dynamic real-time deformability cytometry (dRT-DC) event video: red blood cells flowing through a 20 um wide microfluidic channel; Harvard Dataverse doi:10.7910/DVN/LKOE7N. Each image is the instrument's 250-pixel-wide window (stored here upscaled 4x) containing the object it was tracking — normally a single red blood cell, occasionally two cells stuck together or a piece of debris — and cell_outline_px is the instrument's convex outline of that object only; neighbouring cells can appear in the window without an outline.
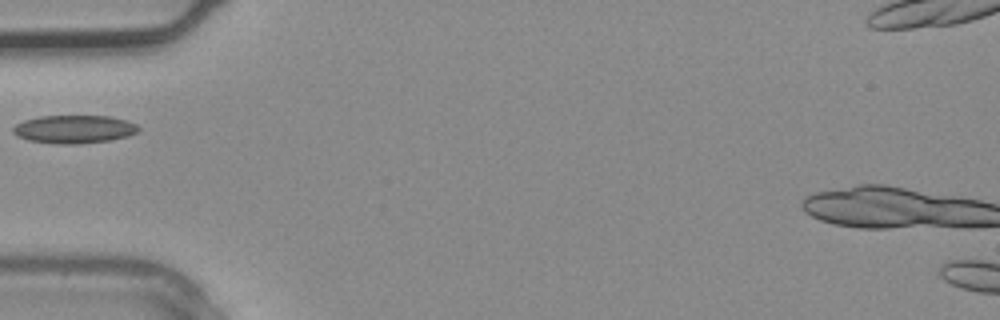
{"species": "common noctule bat (a hibernating species)", "species_latin": "Nyctalus noctula", "temperature_condition": "warm", "stored_images_in_passage": 2, "camera_frame_rate_fps": 3000, "um_per_image_px": 0.085, "animal": {"sex": "male", "body_mass_g": 20.4}, "frame": {"image": 1, "passage_image": 2, "time_ms": 0.333, "image_size_px": [1000, 320], "cell_outline_px": [[140, 128], [136, 132], [128, 136], [108, 140], [72, 144], [56, 144], [28, 140], [16, 136], [12, 132], [12, 128], [16, 124], [24, 120], [40, 116], [108, 116], [128, 120], [136, 124]], "centroid_in_image_um": [6.27, 10.98], "position_along_channel_um": 78.7, "area_um2": 20.52}}